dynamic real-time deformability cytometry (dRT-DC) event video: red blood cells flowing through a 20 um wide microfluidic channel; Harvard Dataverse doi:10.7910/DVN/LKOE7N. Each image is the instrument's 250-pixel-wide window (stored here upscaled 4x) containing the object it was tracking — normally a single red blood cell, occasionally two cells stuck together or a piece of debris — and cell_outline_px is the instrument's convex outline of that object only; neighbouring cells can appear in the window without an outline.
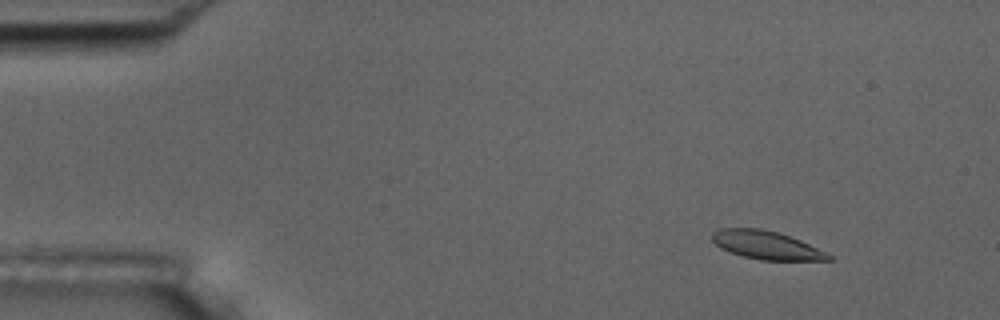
{"species": "common noctule bat (a hibernating species)", "species_latin": "Nyctalus noctula", "temperature_condition": "room temperature", "stored_images_in_passage": 4, "camera_frame_rate_fps": 3000, "um_per_image_px": 0.085, "animal": {"sex": "male", "body_mass_g": 17.5, "forearm_length_mm": 52.3}, "frame": {"image": 1, "passage_image": 2, "time_ms": 1.0, "image_size_px": [1000, 320], "cell_outline_px": [[832, 260], [760, 260], [744, 256], [720, 248], [712, 240], [712, 232], [720, 228], [760, 228], [776, 232], [800, 240], [832, 256]], "centroid_in_image_um": [65.1, 20.83], "position_along_channel_um": 19.9, "area_um2": 18.84}}
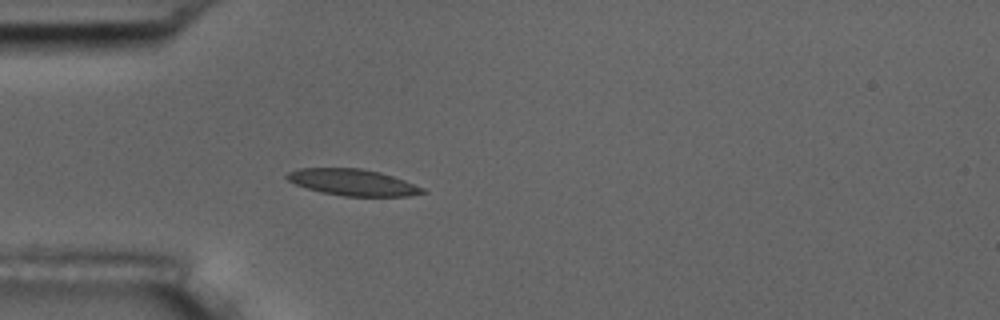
{"frame": {"image": 2, "passage_image": 4, "time_ms": 4.333, "image_size_px": [1000, 320], "cell_outline_px": [[428, 192], [408, 196], [344, 196], [320, 192], [296, 184], [288, 180], [284, 176], [288, 172], [296, 168], [360, 168], [380, 172], [404, 180], [424, 188]], "centroid_in_image_um": [29.97, 15.49], "position_along_channel_um": 55.0, "area_um2": 20.87}}